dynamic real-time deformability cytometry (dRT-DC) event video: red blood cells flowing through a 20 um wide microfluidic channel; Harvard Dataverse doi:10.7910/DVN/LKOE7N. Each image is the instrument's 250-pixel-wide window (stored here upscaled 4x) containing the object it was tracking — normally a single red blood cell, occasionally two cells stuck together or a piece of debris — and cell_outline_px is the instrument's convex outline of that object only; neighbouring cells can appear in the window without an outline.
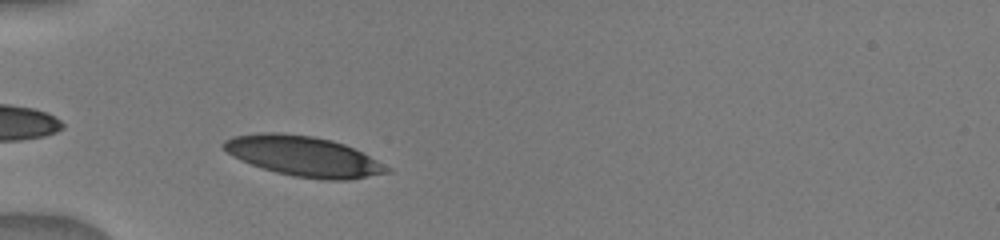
{"species": "human", "species_latin": "Homo sapiens", "temperature_condition": "warm", "stored_images_in_passage": 14, "camera_frame_rate_fps": 3000, "um_per_image_px": 0.085, "donor": {"sex": "male"}, "frame": {"image": 1, "passage_image": 3, "time_ms": 0.667, "image_size_px": [1000, 240], "cell_outline_px": [[392, 172], [348, 180], [324, 180], [292, 176], [276, 172], [240, 160], [232, 156], [220, 144], [224, 140], [232, 136], [260, 132], [280, 132], [312, 136], [332, 140], [344, 144], [392, 168]], "centroid_in_image_um": [25.78, 13.27], "position_along_channel_um": 59.2, "area_um2": 38.15}}
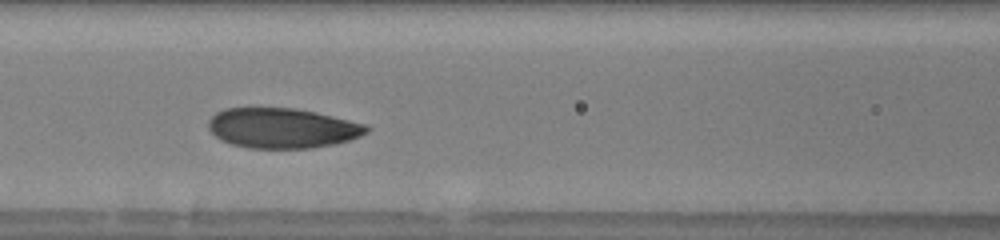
{"frame": {"image": 2, "passage_image": 8, "time_ms": 3.0, "image_size_px": [1000, 240], "cell_outline_px": [[372, 128], [368, 132], [360, 136], [336, 144], [312, 148], [248, 148], [232, 144], [220, 140], [208, 128], [208, 120], [216, 112], [224, 108], [292, 108], [316, 112], [368, 124]], "centroid_in_image_um": [24.02, 10.89], "position_along_channel_um": 142.6, "area_um2": 37.17}}